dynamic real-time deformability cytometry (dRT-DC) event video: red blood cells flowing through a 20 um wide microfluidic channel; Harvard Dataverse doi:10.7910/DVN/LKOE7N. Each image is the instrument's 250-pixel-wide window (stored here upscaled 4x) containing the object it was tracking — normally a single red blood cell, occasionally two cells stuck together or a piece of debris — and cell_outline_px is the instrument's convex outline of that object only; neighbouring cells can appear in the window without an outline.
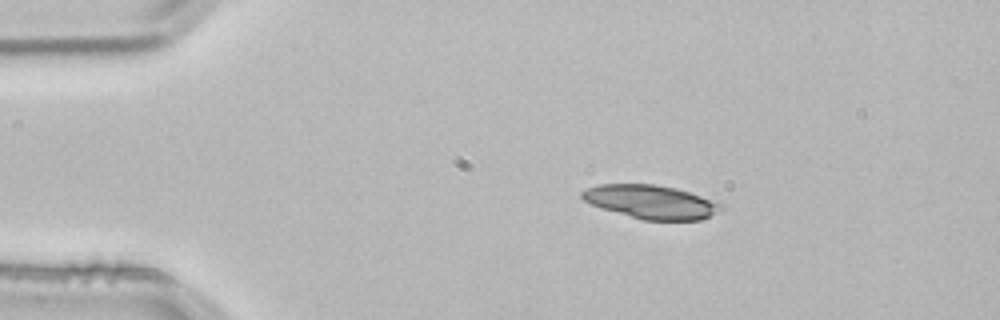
{"species": "common noctule bat (a hibernating species)", "species_latin": "Nyctalus noctula", "temperature_condition": "room temperature", "stored_images_in_passage": 2, "camera_frame_rate_fps": 3000, "um_per_image_px": 0.085, "animal": {"sex": "male", "body_mass_g": 21.5, "forearm_length_mm": 52.0}, "frame": {"image": 1, "passage_image": 1, "time_ms": 0.0, "image_size_px": [1000, 320], "cell_outline_px": [[724, 208], [700, 220], [644, 220], [604, 208], [592, 204], [584, 200], [580, 196], [580, 192], [588, 188], [600, 184], [652, 184], [676, 188], [724, 204]], "centroid_in_image_um": [55.35, 17.15], "position_along_channel_um": 29.7, "area_um2": 26.76}}